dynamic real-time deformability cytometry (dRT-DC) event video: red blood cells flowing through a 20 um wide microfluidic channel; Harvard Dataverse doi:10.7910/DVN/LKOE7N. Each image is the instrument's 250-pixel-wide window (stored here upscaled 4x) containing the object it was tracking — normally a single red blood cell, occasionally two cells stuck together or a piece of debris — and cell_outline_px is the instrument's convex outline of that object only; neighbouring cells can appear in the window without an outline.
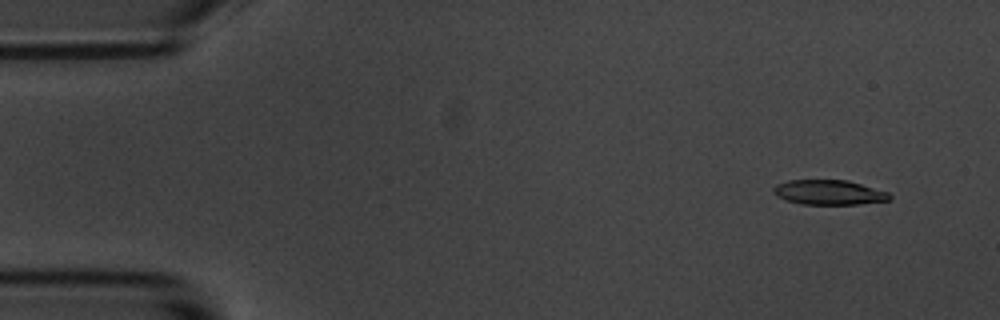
{"species": "common noctule bat (a hibernating species)", "species_latin": "Nyctalus noctula", "temperature_condition": "room temperature", "stored_images_in_passage": 6, "camera_frame_rate_fps": 3000, "um_per_image_px": 0.085, "animal": {"sex": "male", "body_mass_g": 20.1, "forearm_length_mm": 53.5}, "frame": {"image": 1, "passage_image": 2, "time_ms": 1.333, "image_size_px": [1000, 320], "cell_outline_px": [[892, 196], [888, 200], [856, 204], [800, 204], [784, 200], [776, 196], [772, 192], [772, 188], [776, 184], [788, 180], [848, 180], [888, 192]], "centroid_in_image_um": [70.39, 16.35], "position_along_channel_um": 14.6, "area_um2": 16.82}}
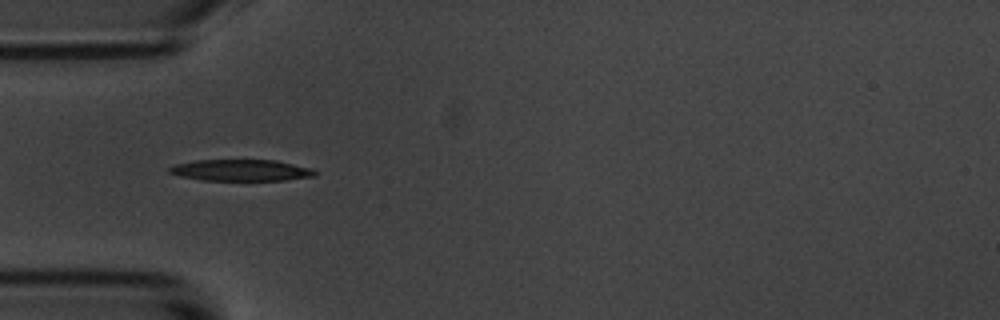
{"frame": {"image": 2, "passage_image": 5, "time_ms": 5.667, "image_size_px": [1000, 320], "cell_outline_px": [[316, 176], [284, 180], [200, 180], [180, 176], [168, 172], [168, 168], [176, 164], [196, 160], [276, 160], [312, 168], [316, 172]], "centroid_in_image_um": [20.49, 14.47], "position_along_channel_um": 64.5, "area_um2": 18.15}}
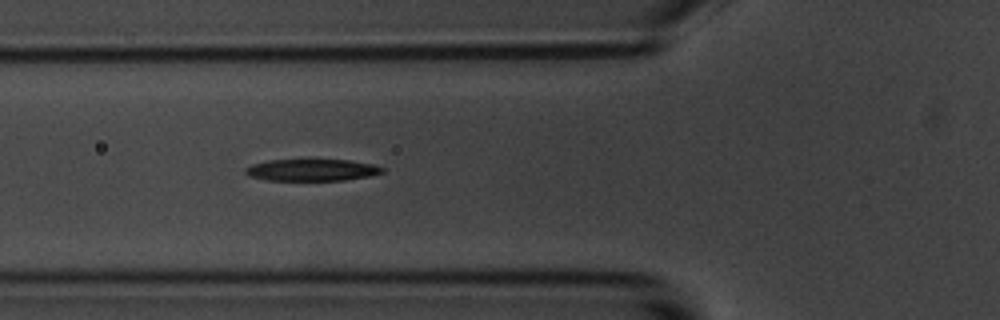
{"frame": {"image": 3, "passage_image": 6, "time_ms": 6.667, "image_size_px": [1000, 320], "cell_outline_px": [[388, 168], [384, 172], [368, 176], [344, 180], [268, 180], [248, 176], [244, 172], [244, 168], [252, 164], [268, 160], [308, 156], [348, 160], [372, 164]], "centroid_in_image_um": [26.49, 14.39], "position_along_channel_um": 99.3, "area_um2": 18.55}}